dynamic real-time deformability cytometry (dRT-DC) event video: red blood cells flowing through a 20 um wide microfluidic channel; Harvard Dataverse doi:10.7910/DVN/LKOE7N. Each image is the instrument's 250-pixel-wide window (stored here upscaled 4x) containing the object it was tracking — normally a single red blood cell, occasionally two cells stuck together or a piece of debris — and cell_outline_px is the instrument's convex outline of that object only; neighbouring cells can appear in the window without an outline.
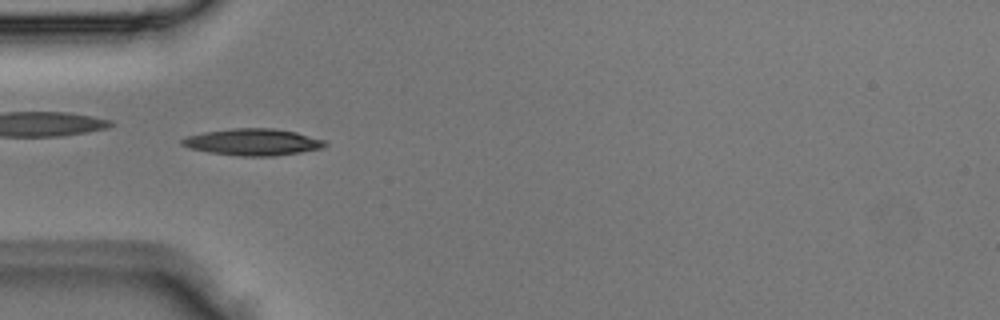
{"species": "Egyptian fruit bat (a non-hibernating species)", "species_latin": "Rousettus aegyptiacus", "temperature_condition": "room temperature", "stored_images_in_passage": 1, "camera_frame_rate_fps": 3000, "um_per_image_px": 0.085, "animal": {"sex": "male"}, "frame": {"image": 1, "passage_image": 1, "time_ms": 0.0, "image_size_px": [1000, 320], "cell_outline_px": [[328, 144], [324, 148], [276, 156], [240, 156], [208, 152], [188, 148], [180, 144], [180, 140], [188, 136], [204, 132], [232, 128], [272, 128], [296, 132], [328, 140]], "centroid_in_image_um": [21.53, 12.08], "position_along_channel_um": 63.5, "area_um2": 22.48}}